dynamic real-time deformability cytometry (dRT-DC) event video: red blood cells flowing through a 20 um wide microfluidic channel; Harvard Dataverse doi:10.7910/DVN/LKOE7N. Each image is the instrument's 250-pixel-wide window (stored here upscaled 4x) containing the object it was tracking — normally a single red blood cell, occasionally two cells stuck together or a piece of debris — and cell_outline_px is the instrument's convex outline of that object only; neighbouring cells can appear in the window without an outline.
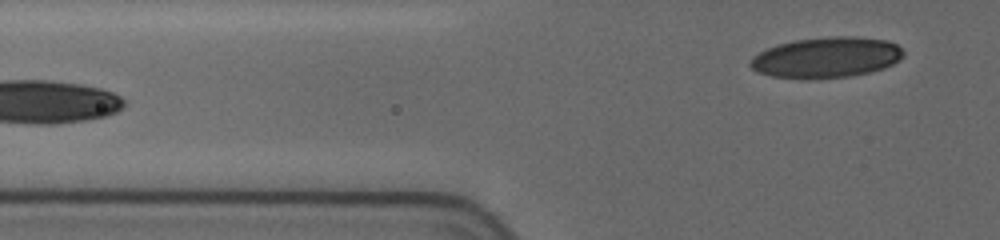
{"species": "human", "species_latin": "Homo sapiens", "temperature_condition": "cold", "stored_images_in_passage": 12, "segment_of_instrument_passage": [2, 2], "camera_frame_rate_fps": 3000, "um_per_image_px": 0.085, "donor": {"sex": "female"}, "frame": {"image": 1, "passage_image": 12, "time_ms": 7.333, "image_size_px": [1000, 240], "cell_outline_px": [[904, 56], [900, 60], [884, 68], [872, 72], [852, 76], [808, 80], [772, 76], [756, 72], [748, 64], [748, 60], [752, 56], [776, 44], [796, 40], [828, 36], [856, 36], [884, 40], [896, 44], [904, 52]], "centroid_in_image_um": [70.22, 4.9], "position_along_channel_um": 55.6, "area_um2": 36.82}}